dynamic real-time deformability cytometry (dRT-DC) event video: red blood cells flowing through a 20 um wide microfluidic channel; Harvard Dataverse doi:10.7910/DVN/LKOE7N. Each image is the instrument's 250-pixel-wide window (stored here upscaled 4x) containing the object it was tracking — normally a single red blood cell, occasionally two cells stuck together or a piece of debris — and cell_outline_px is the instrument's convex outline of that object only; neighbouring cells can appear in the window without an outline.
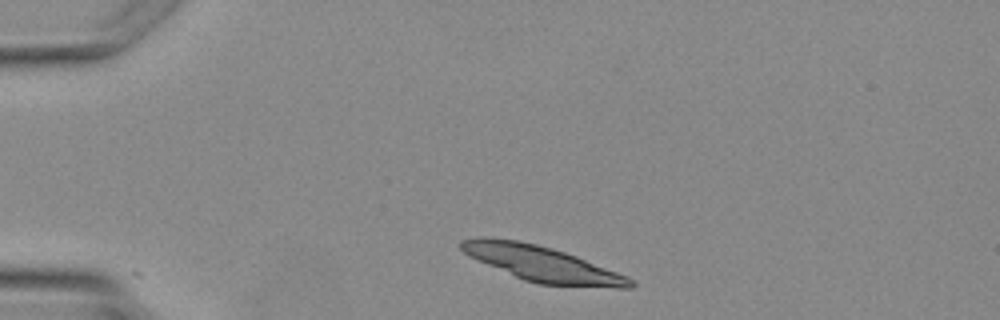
{"species": "Egyptian fruit bat (a non-hibernating species)", "species_latin": "Rousettus aegyptiacus", "temperature_condition": "warm", "stored_images_in_passage": 2, "camera_frame_rate_fps": 3000, "um_per_image_px": 0.085, "animal": {"sex": "female"}, "frame": {"image": 1, "passage_image": 1, "time_ms": 0.0, "image_size_px": [1000, 320], "cell_outline_px": [[636, 284], [632, 288], [620, 288], [540, 284], [524, 280], [468, 256], [456, 244], [460, 240], [480, 236], [516, 240], [536, 244], [552, 248], [576, 256], [628, 276]], "centroid_in_image_um": [46.05, 22.41], "position_along_channel_um": 39.0, "area_um2": 34.74}}